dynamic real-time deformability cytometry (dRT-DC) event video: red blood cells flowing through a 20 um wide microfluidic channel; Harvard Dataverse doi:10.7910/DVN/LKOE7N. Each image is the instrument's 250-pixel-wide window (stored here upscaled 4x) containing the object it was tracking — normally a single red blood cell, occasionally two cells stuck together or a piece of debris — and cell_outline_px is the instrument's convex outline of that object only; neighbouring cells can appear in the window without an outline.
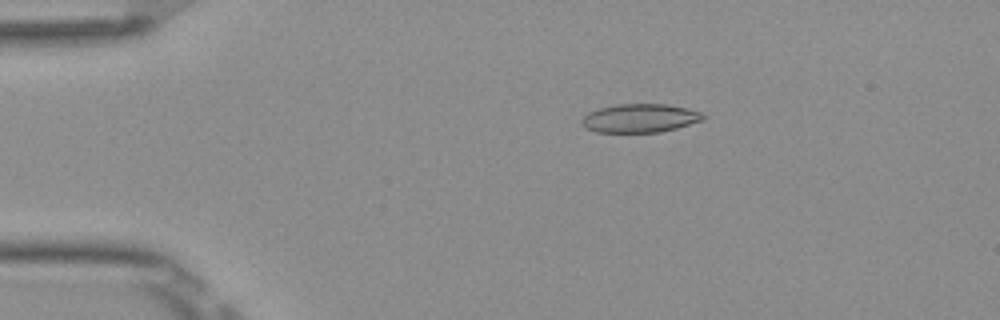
{"species": "Egyptian fruit bat (a non-hibernating species)", "species_latin": "Rousettus aegyptiacus", "temperature_condition": "room temperature", "stored_images_in_passage": 52, "camera_frame_rate_fps": 3000, "um_per_image_px": 0.085, "frame": {"image": 1, "passage_image": 10, "time_ms": 3.0, "image_size_px": [1000, 320], "cell_outline_px": [[708, 116], [704, 120], [676, 128], [660, 132], [596, 132], [584, 128], [580, 124], [580, 120], [588, 112], [600, 108], [616, 104], [668, 104], [688, 108], [700, 112]], "centroid_in_image_um": [54.39, 10.04], "position_along_channel_um": 30.6, "area_um2": 20.46}}
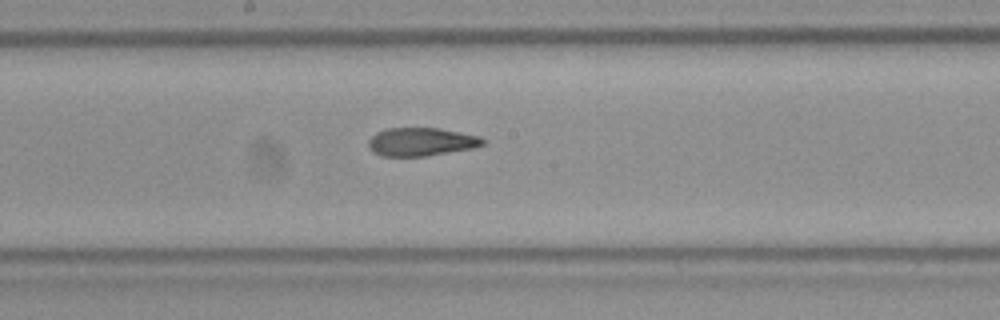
{"frame": {"image": 2, "passage_image": 28, "time_ms": 9.0, "image_size_px": [1000, 320], "cell_outline_px": [[488, 140], [484, 144], [476, 148], [428, 156], [380, 156], [372, 152], [368, 148], [368, 140], [376, 132], [388, 128], [440, 128], [480, 136]], "centroid_in_image_um": [35.83, 12.06], "position_along_channel_um": 212.4, "area_um2": 19.25}}
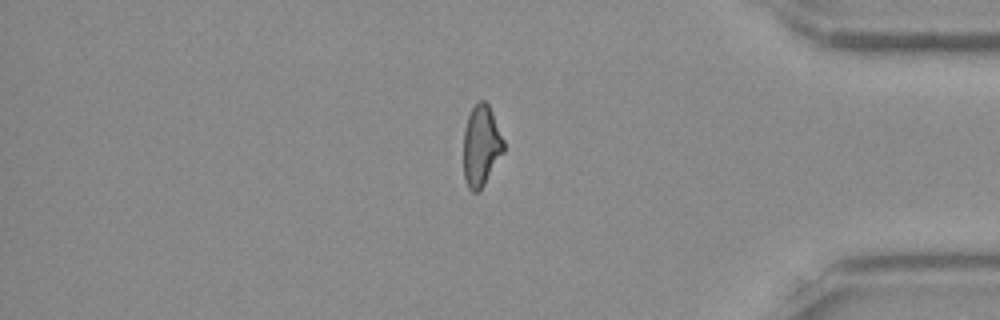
{"frame": {"image": 3, "passage_image": 44, "time_ms": 14.333, "image_size_px": [1000, 320], "cell_outline_px": [[504, 152], [484, 184], [476, 192], [472, 192], [468, 188], [464, 180], [464, 132], [468, 116], [472, 108], [480, 100], [484, 100], [488, 104], [492, 112], [504, 140]], "centroid_in_image_um": [40.9, 12.4], "position_along_channel_um": 394.3, "area_um2": 18.79}, "authors_computed_cell_mechanics": {"area_um2": 19.9988, "velocity_mm_per_s": 3.9067, "shape_relaxation_time_tau1_ms": null, "shape_relaxation_time_tau2_ms": 2.8477, "deformation_change_tau1": null, "deformation_change_tau2": 0.1011}}